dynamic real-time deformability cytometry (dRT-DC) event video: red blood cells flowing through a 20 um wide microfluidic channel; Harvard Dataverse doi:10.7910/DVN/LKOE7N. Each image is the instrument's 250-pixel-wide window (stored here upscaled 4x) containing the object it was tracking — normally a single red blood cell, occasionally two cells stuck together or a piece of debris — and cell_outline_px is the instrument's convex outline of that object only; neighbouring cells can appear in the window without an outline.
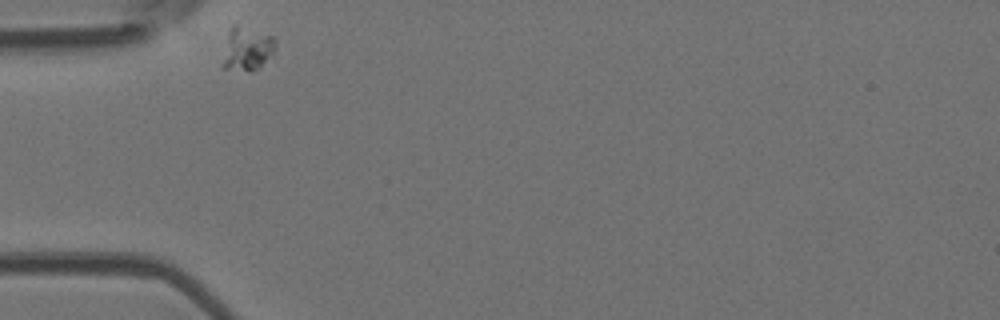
{"species": "Egyptian fruit bat (a non-hibernating species)", "species_latin": "Rousettus aegyptiacus", "temperature_condition": "room temperature", "stored_images_in_passage": 2, "camera_frame_rate_fps": 3000, "um_per_image_px": 0.085, "animal": {"sex": "female"}, "frame": {"image": 1, "passage_image": 1, "time_ms": 0.0, "image_size_px": [1000, 320], "cell_outline_px": [[276, 48], [260, 68], [248, 72], [224, 68], [224, 60], [228, 32], [232, 24], [236, 24], [272, 36], [276, 40]], "centroid_in_image_um": [21.03, 4.15], "position_along_channel_um": 64.0, "area_um2": 13.18}}